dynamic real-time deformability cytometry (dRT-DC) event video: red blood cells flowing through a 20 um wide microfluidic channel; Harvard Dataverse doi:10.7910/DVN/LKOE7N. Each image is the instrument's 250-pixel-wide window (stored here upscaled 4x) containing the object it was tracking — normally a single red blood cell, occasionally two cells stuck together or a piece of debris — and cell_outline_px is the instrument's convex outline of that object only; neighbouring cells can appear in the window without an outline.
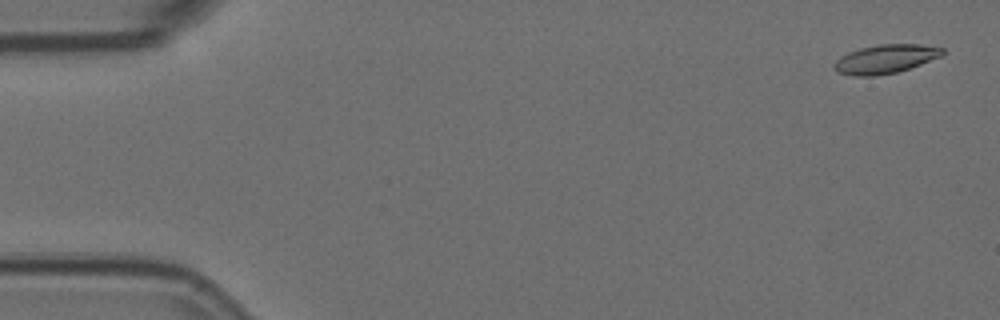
{"species": "Egyptian fruit bat (a non-hibernating species)", "species_latin": "Rousettus aegyptiacus", "temperature_condition": "room temperature", "stored_images_in_passage": 4, "camera_frame_rate_fps": 3000, "um_per_image_px": 0.085, "animal": {"sex": "female"}, "frame": {"image": 1, "passage_image": 1, "time_ms": 0.0, "image_size_px": [1000, 320], "cell_outline_px": [[944, 56], [896, 72], [872, 76], [852, 76], [840, 72], [832, 68], [832, 64], [840, 56], [848, 52], [860, 48], [880, 44], [920, 44], [944, 48]], "centroid_in_image_um": [75.26, 5.0], "position_along_channel_um": 9.7, "area_um2": 18.21}}
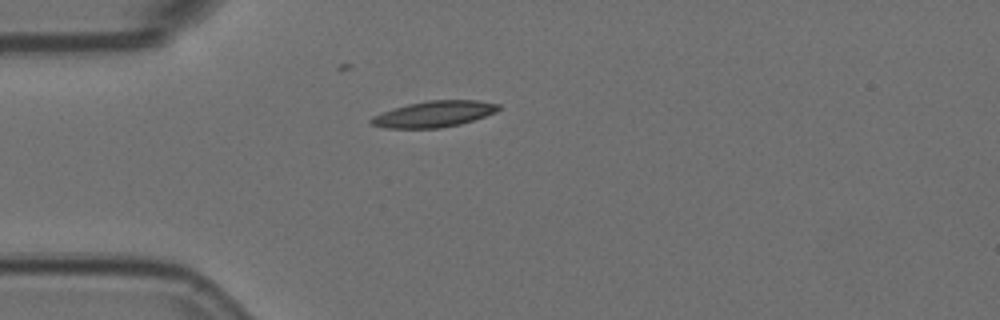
{"frame": {"image": 2, "passage_image": 4, "time_ms": 1.0, "image_size_px": [1000, 320], "cell_outline_px": [[500, 108], [496, 112], [460, 124], [440, 128], [384, 128], [372, 124], [368, 120], [372, 116], [408, 104], [428, 100], [476, 100], [500, 104]], "centroid_in_image_um": [36.89, 9.69], "position_along_channel_um": 48.1, "area_um2": 19.19}}